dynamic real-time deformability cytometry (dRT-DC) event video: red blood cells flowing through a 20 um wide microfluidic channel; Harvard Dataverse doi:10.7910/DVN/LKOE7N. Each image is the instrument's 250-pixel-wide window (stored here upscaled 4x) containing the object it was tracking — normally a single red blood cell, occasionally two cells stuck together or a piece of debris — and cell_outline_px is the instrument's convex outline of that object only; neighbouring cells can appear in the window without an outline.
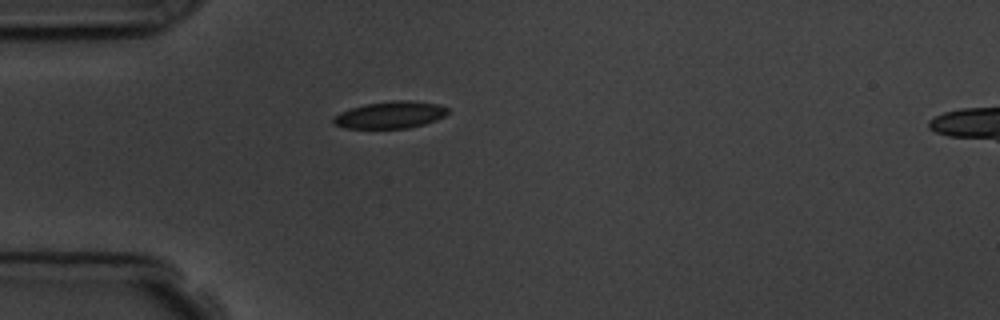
{"species": "common noctule bat (a hibernating species)", "species_latin": "Nyctalus noctula", "temperature_condition": "room temperature", "stored_images_in_passage": 5, "camera_frame_rate_fps": 3000, "um_per_image_px": 0.085, "animal": {"sex": "male", "body_mass_g": 19.5, "forearm_length_mm": 54.6}, "frame": {"image": 1, "passage_image": 5, "time_ms": 4.667, "image_size_px": [1000, 320], "cell_outline_px": [[448, 112], [444, 116], [436, 120], [424, 124], [408, 128], [344, 128], [332, 124], [332, 116], [340, 112], [364, 104], [392, 100], [408, 100], [436, 104], [448, 108]], "centroid_in_image_um": [33.12, 9.77], "position_along_channel_um": 51.9, "area_um2": 18.03}}